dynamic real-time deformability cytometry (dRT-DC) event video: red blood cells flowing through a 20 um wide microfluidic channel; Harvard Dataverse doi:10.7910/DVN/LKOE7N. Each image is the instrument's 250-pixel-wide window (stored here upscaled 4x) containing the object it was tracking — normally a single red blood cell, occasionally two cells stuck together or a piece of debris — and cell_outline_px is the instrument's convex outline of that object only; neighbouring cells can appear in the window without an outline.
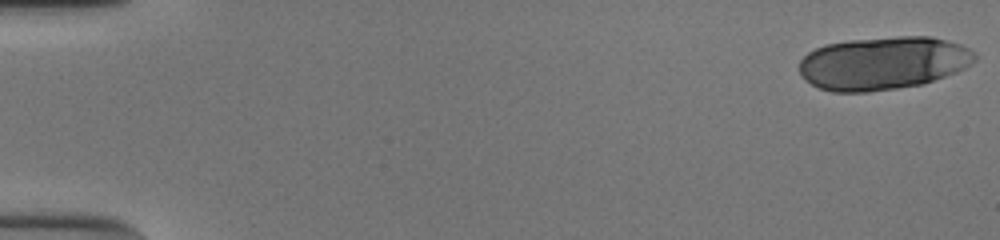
{"species": "human", "species_latin": "Homo sapiens", "temperature_condition": "cold", "stored_images_in_passage": 52, "segment_of_instrument_passage": [1, 2], "camera_frame_rate_fps": 3000, "um_per_image_px": 0.085, "donor": {"sex": "male"}, "frame": {"image": 1, "passage_image": 1, "time_ms": 0.0, "image_size_px": [1000, 240], "cell_outline_px": [[976, 60], [964, 68], [956, 72], [924, 84], [868, 92], [832, 92], [820, 88], [804, 80], [800, 72], [800, 60], [808, 52], [824, 44], [848, 40], [896, 36], [932, 36], [960, 44], [976, 52]], "centroid_in_image_um": [75.07, 5.36], "position_along_channel_um": 9.9, "area_um2": 54.62}}
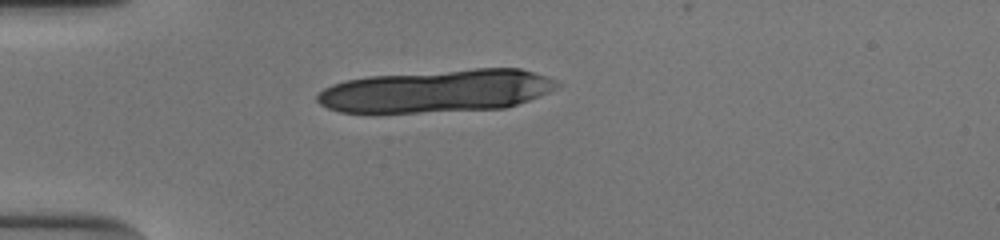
{"frame": {"image": 2, "passage_image": 15, "time_ms": 4.667, "image_size_px": [1000, 240], "cell_outline_px": [[560, 84], [556, 88], [540, 96], [504, 108], [416, 112], [340, 112], [328, 108], [320, 104], [316, 100], [316, 96], [324, 88], [332, 84], [344, 80], [368, 76], [476, 68], [520, 68], [548, 76], [556, 80]], "centroid_in_image_um": [37.13, 7.72], "position_along_channel_um": 47.9, "area_um2": 59.53}}